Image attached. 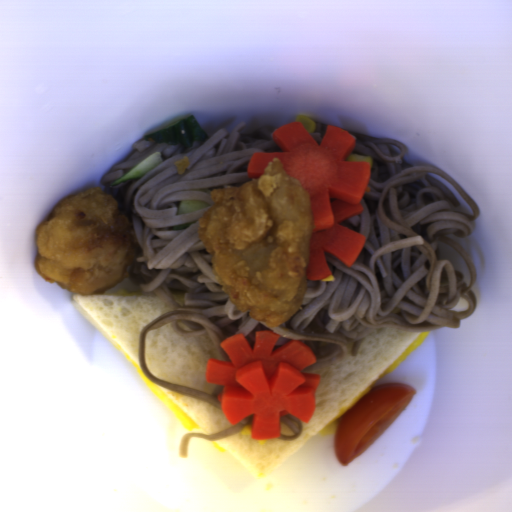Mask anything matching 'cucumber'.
I'll return each instance as SVG.
<instances>
[{"label": "cucumber", "mask_w": 512, "mask_h": 512, "mask_svg": "<svg viewBox=\"0 0 512 512\" xmlns=\"http://www.w3.org/2000/svg\"><path fill=\"white\" fill-rule=\"evenodd\" d=\"M163 161L161 152H155L136 166L125 172L120 178L109 184V187H116L128 180H139L148 174L152 169Z\"/></svg>", "instance_id": "586b57bf"}, {"label": "cucumber", "mask_w": 512, "mask_h": 512, "mask_svg": "<svg viewBox=\"0 0 512 512\" xmlns=\"http://www.w3.org/2000/svg\"><path fill=\"white\" fill-rule=\"evenodd\" d=\"M211 205L199 200H181L178 204L176 215H182L197 209L209 208Z\"/></svg>", "instance_id": "888e309b"}, {"label": "cucumber", "mask_w": 512, "mask_h": 512, "mask_svg": "<svg viewBox=\"0 0 512 512\" xmlns=\"http://www.w3.org/2000/svg\"><path fill=\"white\" fill-rule=\"evenodd\" d=\"M193 223L194 222H189V223H183V224H180V225H176V226H173L172 230H174V231H184V230L188 229L189 226L191 224H193Z\"/></svg>", "instance_id": "2a18db57"}, {"label": "cucumber", "mask_w": 512, "mask_h": 512, "mask_svg": "<svg viewBox=\"0 0 512 512\" xmlns=\"http://www.w3.org/2000/svg\"><path fill=\"white\" fill-rule=\"evenodd\" d=\"M209 136L195 119L189 116L161 131L145 135L144 141L151 143H164L168 145H182L185 148L192 146L193 142H204Z\"/></svg>", "instance_id": "8b760119"}]
</instances>
